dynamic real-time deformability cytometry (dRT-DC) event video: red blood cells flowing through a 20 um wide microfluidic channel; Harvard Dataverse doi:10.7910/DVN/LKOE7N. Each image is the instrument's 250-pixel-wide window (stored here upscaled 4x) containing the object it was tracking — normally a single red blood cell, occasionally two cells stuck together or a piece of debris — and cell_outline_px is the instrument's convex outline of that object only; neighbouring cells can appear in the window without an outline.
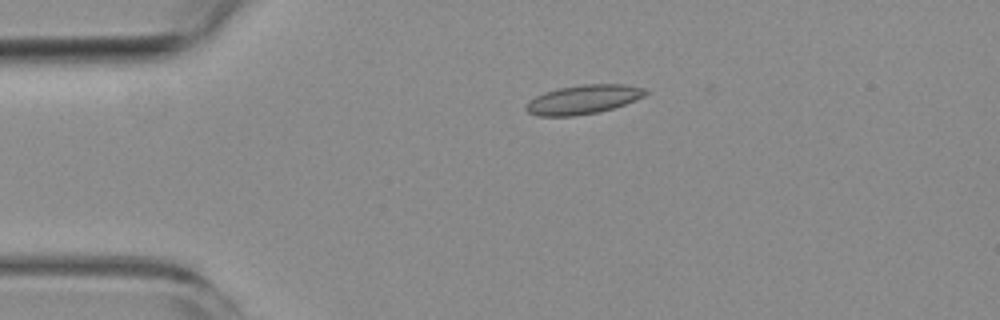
{"species": "common noctule bat (a hibernating species)", "species_latin": "Nyctalus noctula", "temperature_condition": "room temperature", "stored_images_in_passage": 2, "camera_frame_rate_fps": 3000, "um_per_image_px": 0.085, "animal": {"sex": "female", "body_mass_g": 19.3, "forearm_length_mm": 54.1}, "frame": {"image": 1, "passage_image": 1, "time_ms": 0.0, "image_size_px": [1000, 320], "cell_outline_px": [[648, 92], [644, 96], [624, 104], [612, 108], [596, 112], [572, 116], [540, 116], [528, 112], [524, 108], [524, 104], [528, 100], [544, 92], [556, 88], [584, 84], [624, 84], [644, 88]], "centroid_in_image_um": [49.52, 8.44], "position_along_channel_um": 35.5, "area_um2": 20.17}}